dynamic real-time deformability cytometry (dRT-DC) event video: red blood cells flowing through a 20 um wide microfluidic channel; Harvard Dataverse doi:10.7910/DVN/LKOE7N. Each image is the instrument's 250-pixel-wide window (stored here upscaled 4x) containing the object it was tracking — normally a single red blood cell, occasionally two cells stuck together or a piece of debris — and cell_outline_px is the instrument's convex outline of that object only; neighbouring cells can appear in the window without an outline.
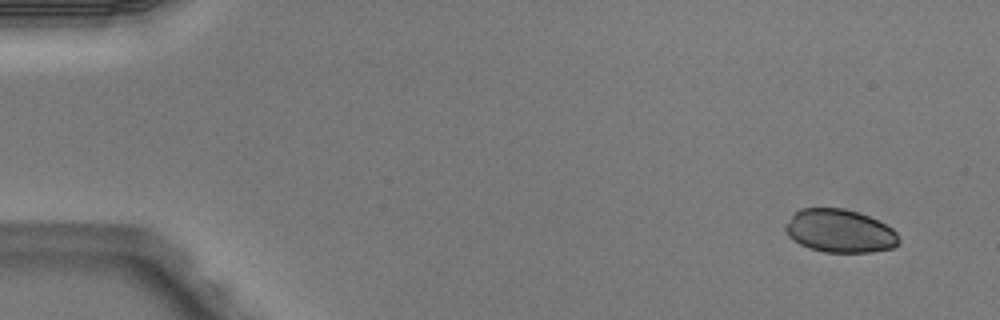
{"species": "Egyptian fruit bat (a non-hibernating species)", "species_latin": "Rousettus aegyptiacus", "temperature_condition": "warm", "stored_images_in_passage": 4, "camera_frame_rate_fps": 3000, "um_per_image_px": 0.085, "animal": {"sex": "male"}, "frame": {"image": 1, "passage_image": 1, "time_ms": 0.0, "image_size_px": [1000, 320], "cell_outline_px": [[900, 240], [892, 248], [872, 252], [824, 252], [808, 248], [792, 240], [788, 236], [784, 228], [784, 224], [800, 208], [844, 208], [860, 212], [892, 228], [896, 232]], "centroid_in_image_um": [71.35, 19.63], "position_along_channel_um": 13.7, "area_um2": 28.61}}